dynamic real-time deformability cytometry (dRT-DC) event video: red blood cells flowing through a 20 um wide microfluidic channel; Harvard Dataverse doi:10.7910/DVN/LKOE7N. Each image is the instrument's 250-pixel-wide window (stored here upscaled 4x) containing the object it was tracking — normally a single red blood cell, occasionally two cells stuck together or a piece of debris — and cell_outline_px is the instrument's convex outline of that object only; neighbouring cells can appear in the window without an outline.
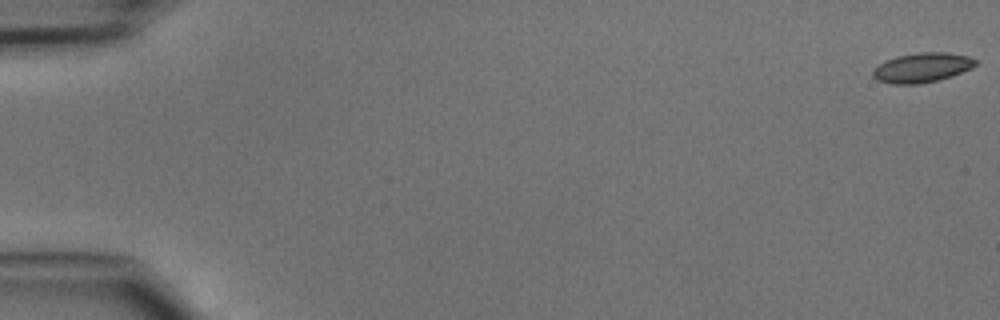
{"species": "common noctule bat (a hibernating species)", "species_latin": "Nyctalus noctula", "temperature_condition": "cold", "stored_images_in_passage": 48, "camera_frame_rate_fps": 3000, "um_per_image_px": 0.085, "animal": {"sex": "male", "body_mass_g": 15.6}, "frame": {"image": 1, "passage_image": 1, "time_ms": 0.0, "image_size_px": [1000, 320], "cell_outline_px": [[976, 64], [972, 68], [952, 76], [920, 84], [892, 84], [876, 80], [872, 76], [872, 68], [884, 60], [896, 56], [916, 52], [948, 52], [968, 56], [976, 60]], "centroid_in_image_um": [78.32, 5.74], "position_along_channel_um": 6.7, "area_um2": 17.98}}
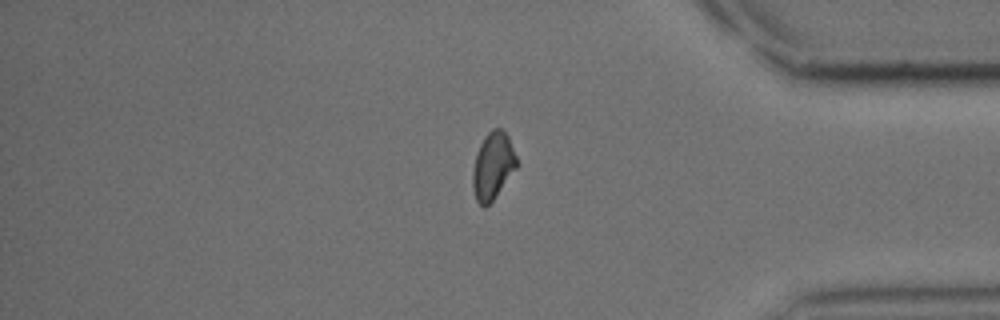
{"frame": {"image": 2, "passage_image": 41, "time_ms": 13.333, "image_size_px": [1000, 320], "cell_outline_px": [[520, 164], [492, 200], [484, 208], [476, 200], [472, 184], [472, 172], [476, 152], [484, 136], [492, 128], [500, 128], [508, 136]], "centroid_in_image_um": [41.9, 14.07], "position_along_channel_um": 393.3, "area_um2": 17.28}}
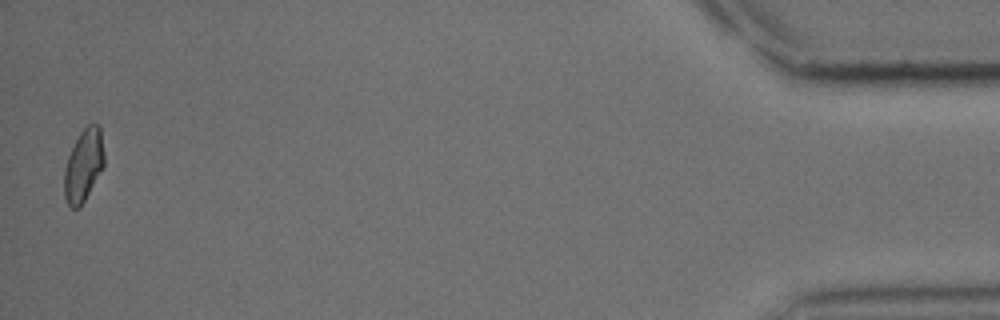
{"frame": {"image": 3, "passage_image": 48, "time_ms": 15.667, "image_size_px": [1000, 320], "cell_outline_px": [[104, 168], [80, 208], [72, 208], [68, 204], [64, 196], [64, 168], [68, 156], [80, 132], [88, 124], [96, 124], [100, 128], [104, 152]], "centroid_in_image_um": [7.11, 14.08], "position_along_channel_um": 428.1, "area_um2": 16.94}}